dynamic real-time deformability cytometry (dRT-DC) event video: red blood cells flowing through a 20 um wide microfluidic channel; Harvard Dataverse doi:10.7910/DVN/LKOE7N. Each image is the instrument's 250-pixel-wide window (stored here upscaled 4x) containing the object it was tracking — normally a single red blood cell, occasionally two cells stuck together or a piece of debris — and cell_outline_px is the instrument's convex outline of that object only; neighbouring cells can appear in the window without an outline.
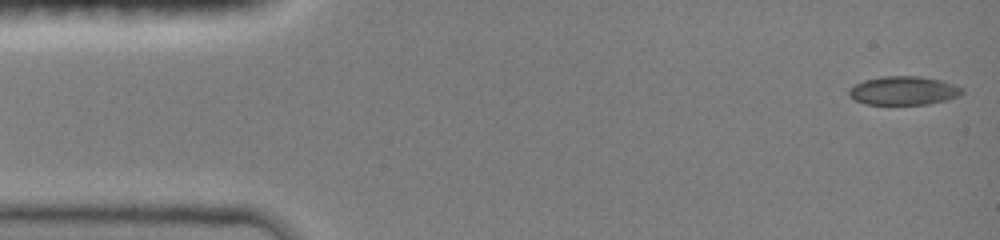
{"species": "common noctule bat (a hibernating species)", "species_latin": "Nyctalus noctula", "temperature_condition": "room temperature", "stored_images_in_passage": 47, "camera_frame_rate_fps": 3000, "um_per_image_px": 0.085, "animal": {"sex": "female", "body_mass_g": 19.0, "forearm_length_mm": 51.5}, "frame": {"image": 1, "passage_image": 1, "time_ms": 0.0, "image_size_px": [1000, 240], "cell_outline_px": [[964, 92], [956, 96], [944, 100], [928, 104], [864, 104], [852, 100], [848, 96], [848, 88], [864, 80], [880, 76], [920, 76], [940, 80], [964, 88]], "centroid_in_image_um": [76.73, 7.7], "position_along_channel_um": 8.3, "area_um2": 18.96}}
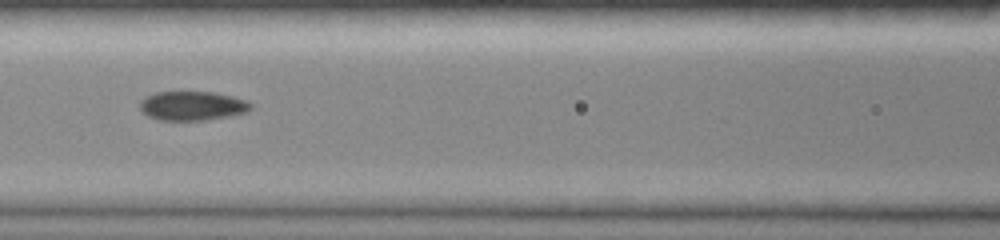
{"frame": {"image": 2, "passage_image": 20, "time_ms": 6.333, "image_size_px": [1000, 240], "cell_outline_px": [[252, 108], [248, 112], [228, 116], [204, 120], [160, 120], [148, 116], [140, 108], [140, 100], [156, 92], [212, 92], [232, 96], [248, 100], [252, 104]], "centroid_in_image_um": [16.38, 8.99], "position_along_channel_um": 150.2, "area_um2": 18.79}}
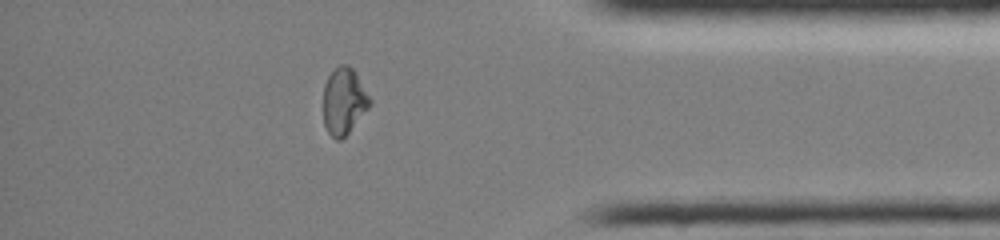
{"frame": {"image": 3, "passage_image": 40, "time_ms": 13.0, "image_size_px": [1000, 240], "cell_outline_px": [[372, 104], [348, 132], [340, 140], [336, 140], [328, 132], [324, 124], [324, 84], [328, 76], [340, 64], [348, 64], [356, 72], [372, 100]], "centroid_in_image_um": [29.25, 8.57], "position_along_channel_um": 406.0, "area_um2": 17.98}, "authors_computed_cell_mechanics": {"area_um2": 18.785, "velocity_mm_per_s": 4.0538, "shape_relaxation_time_tau1_ms": null, "shape_relaxation_time_tau2_ms": 2.1534, "deformation_change_tau1": null, "deformation_change_tau2": 0.0417}}